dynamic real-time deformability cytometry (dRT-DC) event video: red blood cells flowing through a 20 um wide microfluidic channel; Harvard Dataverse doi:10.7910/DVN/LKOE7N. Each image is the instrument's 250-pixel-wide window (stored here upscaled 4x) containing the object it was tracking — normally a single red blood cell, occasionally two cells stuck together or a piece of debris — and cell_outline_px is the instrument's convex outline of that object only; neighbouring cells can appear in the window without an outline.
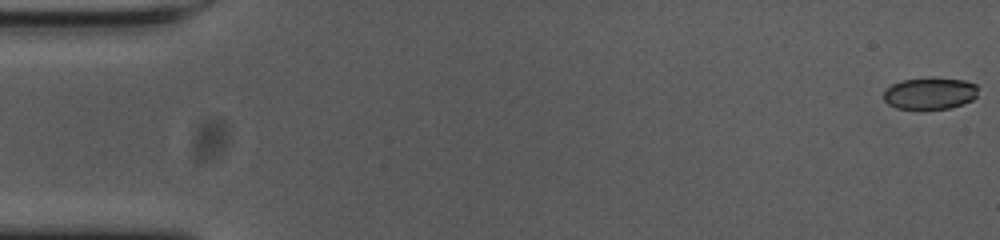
{"species": "common noctule bat (a hibernating species)", "species_latin": "Nyctalus noctula", "temperature_condition": "cold", "stored_images_in_passage": 56, "camera_frame_rate_fps": 3000, "um_per_image_px": 0.085, "animal": {"sex": "female", "body_mass_g": 23.0, "forearm_length_mm": 53.4}, "frame": {"image": 1, "passage_image": 1, "time_ms": 0.0, "image_size_px": [1000, 240], "cell_outline_px": [[976, 96], [972, 100], [964, 104], [948, 108], [896, 108], [888, 104], [884, 100], [884, 92], [892, 84], [900, 80], [932, 76], [964, 80], [976, 84]], "centroid_in_image_um": [79.04, 7.9], "position_along_channel_um": 6.0, "area_um2": 17.63}}
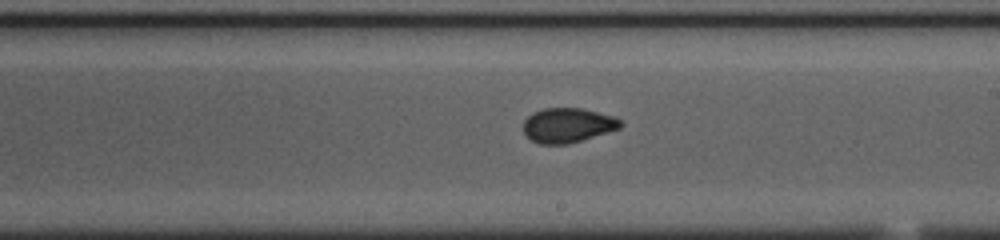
{"frame": {"image": 2, "passage_image": 32, "time_ms": 10.333, "image_size_px": [1000, 240], "cell_outline_px": [[624, 124], [620, 128], [568, 144], [540, 144], [532, 140], [524, 132], [524, 120], [532, 112], [544, 108], [580, 108], [612, 116], [620, 120]], "centroid_in_image_um": [48.24, 10.64], "position_along_channel_um": 240.8, "area_um2": 19.36}}
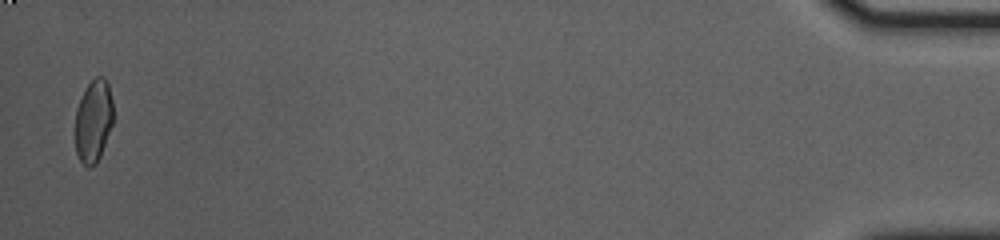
{"frame": {"image": 3, "passage_image": 55, "time_ms": 18.0, "image_size_px": [1000, 240], "cell_outline_px": [[112, 124], [100, 156], [96, 164], [88, 168], [80, 160], [76, 152], [76, 108], [84, 88], [96, 76], [104, 76], [108, 84], [112, 100]], "centroid_in_image_um": [7.93, 10.25], "position_along_channel_um": 427.3, "area_um2": 18.21}, "authors_computed_cell_mechanics": {"area_um2": 19.2474, "velocity_mm_per_s": 3.679, "shape_relaxation_time_tau1_ms": null, "shape_relaxation_time_tau2_ms": 1.4365, "deformation_change_tau1": null, "deformation_change_tau2": 0.0406}}